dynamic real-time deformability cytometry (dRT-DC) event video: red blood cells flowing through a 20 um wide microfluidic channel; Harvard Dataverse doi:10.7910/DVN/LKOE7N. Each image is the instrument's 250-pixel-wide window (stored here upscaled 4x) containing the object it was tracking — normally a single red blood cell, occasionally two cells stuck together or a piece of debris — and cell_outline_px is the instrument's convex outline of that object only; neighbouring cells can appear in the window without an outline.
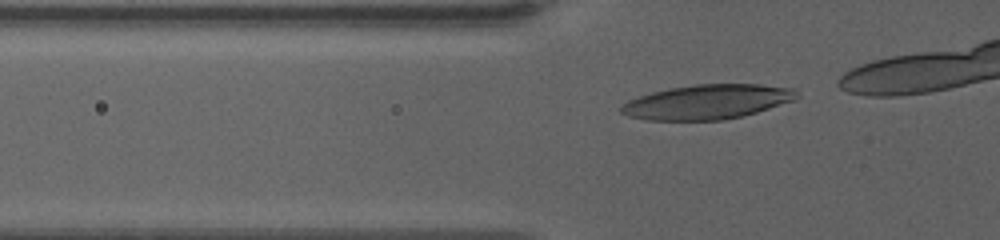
{"species": "human", "species_latin": "Homo sapiens", "temperature_condition": "warm", "stored_images_in_passage": 14, "camera_frame_rate_fps": 3000, "um_per_image_px": 0.085, "donor": {"sex": "female"}, "frame": {"image": 1, "passage_image": 7, "time_ms": 2.0, "image_size_px": [1000, 240], "cell_outline_px": [[800, 96], [796, 100], [756, 112], [740, 116], [720, 120], [648, 120], [628, 116], [620, 112], [620, 108], [628, 100], [652, 92], [668, 88], [696, 84], [760, 84], [796, 88]], "centroid_in_image_um": [60.16, 8.65], "position_along_channel_um": 65.6, "area_um2": 35.43}}
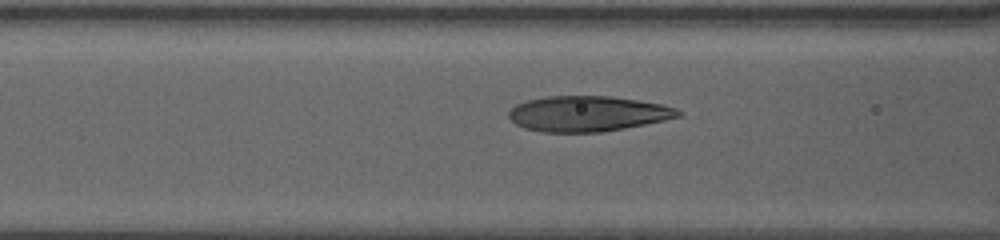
{"frame": {"image": 2, "passage_image": 12, "time_ms": 3.667, "image_size_px": [1000, 240], "cell_outline_px": [[680, 116], [664, 120], [624, 128], [600, 132], [540, 132], [524, 128], [516, 124], [508, 116], [508, 112], [516, 104], [528, 100], [544, 96], [612, 96], [660, 104], [676, 108], [680, 112]], "centroid_in_image_um": [49.9, 9.66], "position_along_channel_um": 116.7, "area_um2": 34.8}}